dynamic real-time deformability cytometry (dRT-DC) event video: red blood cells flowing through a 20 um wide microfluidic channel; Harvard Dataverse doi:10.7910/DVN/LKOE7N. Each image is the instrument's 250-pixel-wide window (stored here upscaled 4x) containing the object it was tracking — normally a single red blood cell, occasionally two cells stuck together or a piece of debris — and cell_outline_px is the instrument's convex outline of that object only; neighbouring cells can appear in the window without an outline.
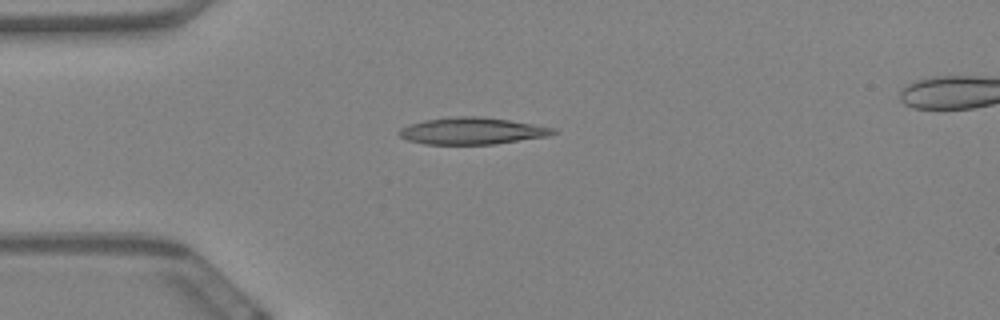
{"species": "Egyptian fruit bat (a non-hibernating species)", "species_latin": "Rousettus aegyptiacus", "temperature_condition": "warm", "stored_images_in_passage": 59, "camera_frame_rate_fps": 3000, "um_per_image_px": 0.085, "animal": {"sex": "female"}, "frame": {"image": 1, "passage_image": 15, "time_ms": 4.667, "image_size_px": [1000, 320], "cell_outline_px": [[560, 132], [548, 136], [496, 144], [424, 144], [408, 140], [400, 136], [396, 132], [400, 128], [408, 124], [424, 120], [448, 116], [484, 116], [556, 128]], "centroid_in_image_um": [40.12, 11.12], "position_along_channel_um": 44.9, "area_um2": 24.39}}
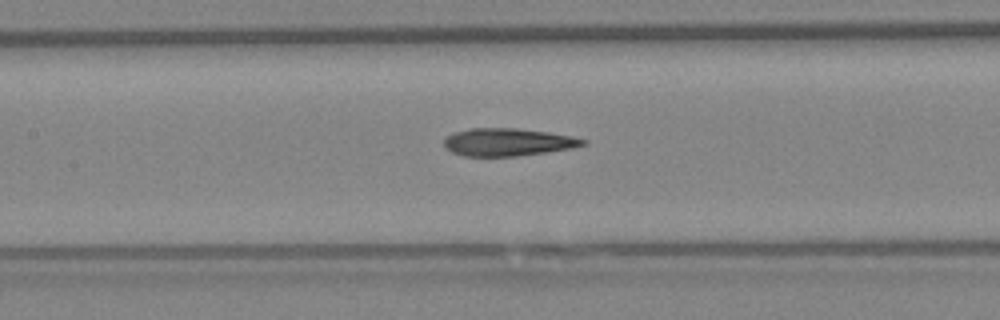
{"frame": {"image": 2, "passage_image": 27, "time_ms": 8.667, "image_size_px": [1000, 320], "cell_outline_px": [[588, 144], [572, 148], [516, 156], [464, 156], [452, 152], [444, 148], [444, 140], [448, 136], [456, 132], [468, 128], [516, 128], [548, 132], [572, 136], [588, 140]], "centroid_in_image_um": [43.18, 12.08], "position_along_channel_um": 164.2, "area_um2": 22.37}}
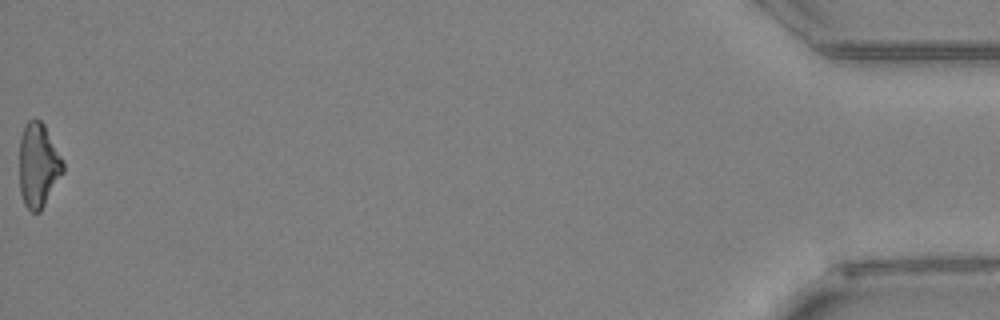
{"frame": {"image": 3, "passage_image": 59, "time_ms": 19.333, "image_size_px": [1000, 320], "cell_outline_px": [[64, 172], [40, 212], [32, 212], [24, 204], [20, 192], [20, 136], [24, 124], [28, 120], [36, 116], [44, 124], [64, 164]], "centroid_in_image_um": [3.24, 14.02], "position_along_channel_um": 432.0, "area_um2": 21.44}, "authors_computed_cell_mechanics": {"area_um2": 22.6576, "velocity_mm_per_s": 3.4554, "shape_relaxation_time_tau1_ms": null, "shape_relaxation_time_tau2_ms": 3.2546, "deformation_change_tau1": null, "deformation_change_tau2": 0.1399}}